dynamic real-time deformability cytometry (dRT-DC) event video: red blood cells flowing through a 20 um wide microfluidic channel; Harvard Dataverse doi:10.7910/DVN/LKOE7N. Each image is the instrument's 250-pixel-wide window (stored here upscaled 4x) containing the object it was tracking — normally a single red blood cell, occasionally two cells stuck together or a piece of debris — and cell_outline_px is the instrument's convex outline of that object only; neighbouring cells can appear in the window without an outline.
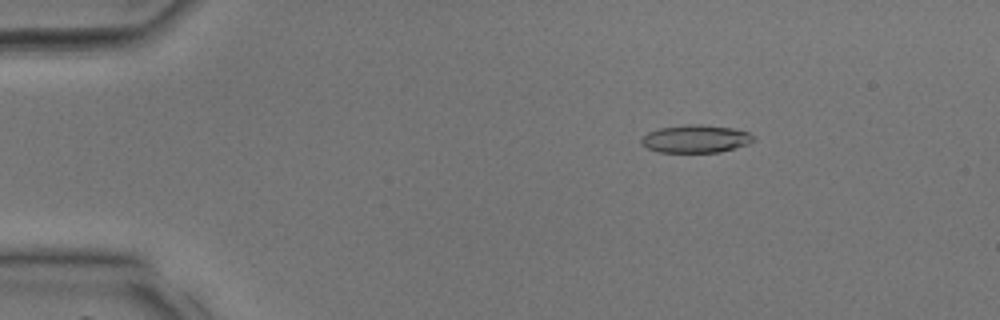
{"species": "common noctule bat (a hibernating species)", "species_latin": "Nyctalus noctula", "temperature_condition": "room temperature", "stored_images_in_passage": 39, "camera_frame_rate_fps": 3000, "um_per_image_px": 0.085, "animal": {"sex": "male", "body_mass_g": 17.9, "forearm_length_mm": 54.2}, "frame": {"image": 1, "passage_image": 7, "time_ms": 2.0, "image_size_px": [1000, 320], "cell_outline_px": [[756, 140], [748, 144], [720, 152], [656, 152], [640, 144], [640, 140], [648, 132], [660, 128], [688, 124], [700, 124], [732, 128], [748, 132]], "centroid_in_image_um": [59.12, 11.8], "position_along_channel_um": 25.9, "area_um2": 18.15}}
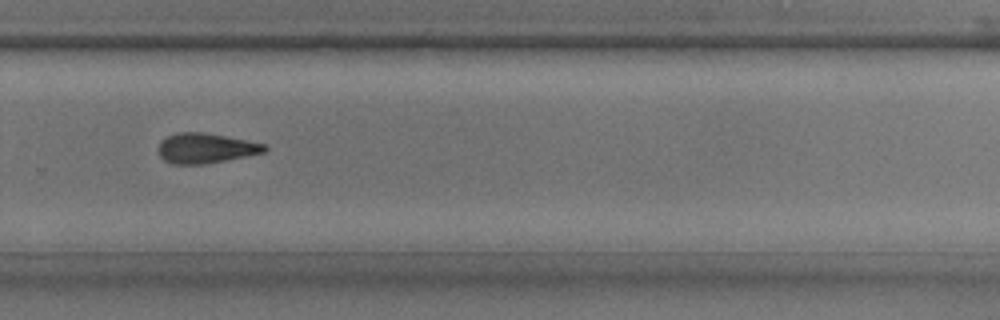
{"frame": {"image": 2, "passage_image": 27, "time_ms": 8.667, "image_size_px": [1000, 320], "cell_outline_px": [[268, 148], [264, 152], [204, 164], [172, 164], [164, 160], [160, 156], [160, 140], [168, 136], [180, 132], [200, 132], [224, 136], [268, 144]], "centroid_in_image_um": [17.49, 12.59], "position_along_channel_um": 312.3, "area_um2": 18.26}}
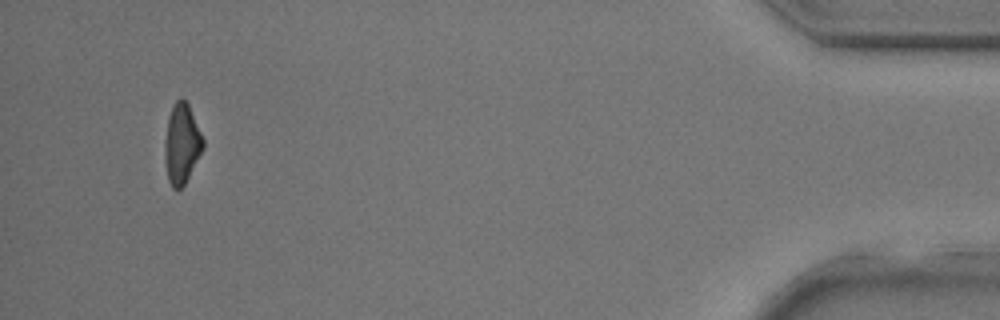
{"frame": {"image": 3, "passage_image": 37, "time_ms": 12.0, "image_size_px": [1000, 320], "cell_outline_px": [[204, 148], [184, 184], [180, 188], [172, 188], [168, 180], [164, 160], [164, 140], [168, 116], [172, 104], [180, 96], [188, 104], [204, 140]], "centroid_in_image_um": [15.42, 12.19], "position_along_channel_um": 419.8, "area_um2": 17.92}}